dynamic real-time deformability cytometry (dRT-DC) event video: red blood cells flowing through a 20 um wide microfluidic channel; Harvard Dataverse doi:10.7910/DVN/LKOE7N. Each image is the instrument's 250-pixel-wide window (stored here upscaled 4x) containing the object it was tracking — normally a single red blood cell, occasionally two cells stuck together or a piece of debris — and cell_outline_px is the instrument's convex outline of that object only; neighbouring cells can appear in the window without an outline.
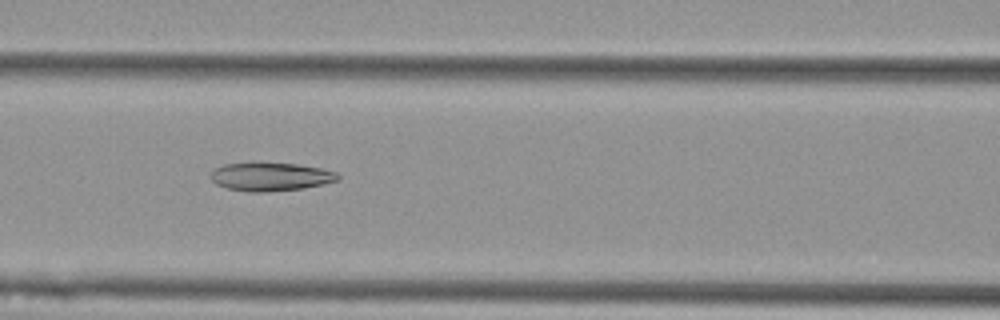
{"species": "Egyptian fruit bat (a non-hibernating species)", "species_latin": "Rousettus aegyptiacus", "temperature_condition": "cold", "stored_images_in_passage": 7, "camera_frame_rate_fps": 3000, "um_per_image_px": 0.085, "animal": {"sex": "female"}, "frame": {"image": 1, "passage_image": 7, "time_ms": 2.0, "image_size_px": [1000, 320], "cell_outline_px": [[340, 180], [324, 184], [304, 188], [264, 192], [248, 192], [228, 188], [216, 184], [208, 176], [212, 168], [224, 164], [252, 160], [256, 160], [296, 164], [324, 168], [336, 172], [340, 176]], "centroid_in_image_um": [22.95, 14.97], "position_along_channel_um": 143.6, "area_um2": 22.08}}